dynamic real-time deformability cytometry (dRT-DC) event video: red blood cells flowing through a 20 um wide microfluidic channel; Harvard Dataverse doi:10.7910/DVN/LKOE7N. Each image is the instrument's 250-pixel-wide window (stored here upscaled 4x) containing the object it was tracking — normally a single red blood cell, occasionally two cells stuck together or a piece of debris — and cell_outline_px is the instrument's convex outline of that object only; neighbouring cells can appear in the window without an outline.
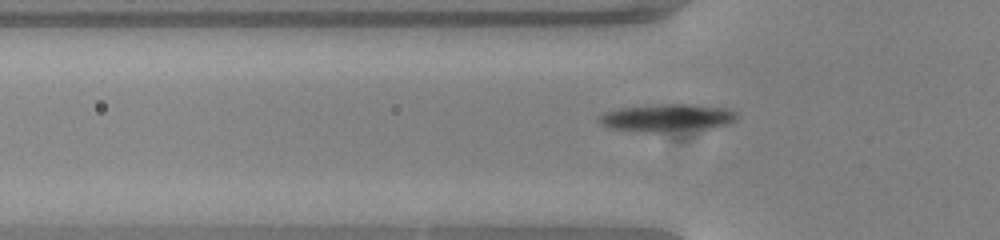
{"species": "common noctule bat (a hibernating species)", "species_latin": "Nyctalus noctula", "temperature_condition": "warm", "stored_images_in_passage": 37, "camera_frame_rate_fps": 3000, "um_per_image_px": 0.085, "animal": {"sex": "female", "body_mass_g": 23.0, "forearm_length_mm": 53.4}, "frame": {"image": 1, "passage_image": 7, "time_ms": 2.0, "image_size_px": [1000, 240], "cell_outline_px": [[736, 120], [728, 124], [712, 128], [664, 132], [636, 132], [608, 128], [600, 124], [596, 120], [604, 112], [620, 108], [656, 104], [696, 104], [728, 108], [736, 112]], "centroid_in_image_um": [56.68, 10.02], "position_along_channel_um": 69.1, "area_um2": 22.6}}
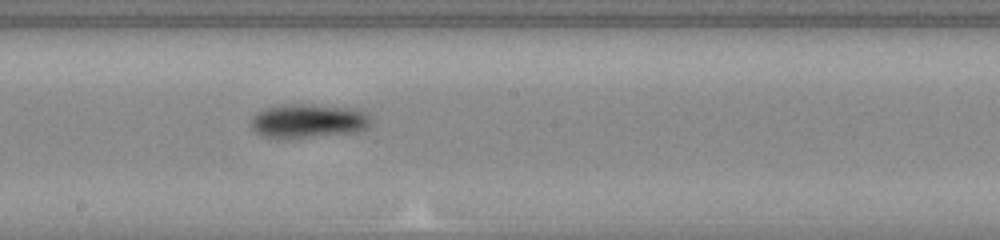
{"frame": {"image": 2, "passage_image": 19, "time_ms": 6.0, "image_size_px": [1000, 240], "cell_outline_px": [[372, 120], [368, 128], [360, 132], [308, 136], [264, 136], [256, 132], [252, 128], [252, 120], [264, 108], [296, 104], [308, 104], [360, 108]], "centroid_in_image_um": [26.33, 10.25], "position_along_channel_um": 221.9, "area_um2": 23.06}}
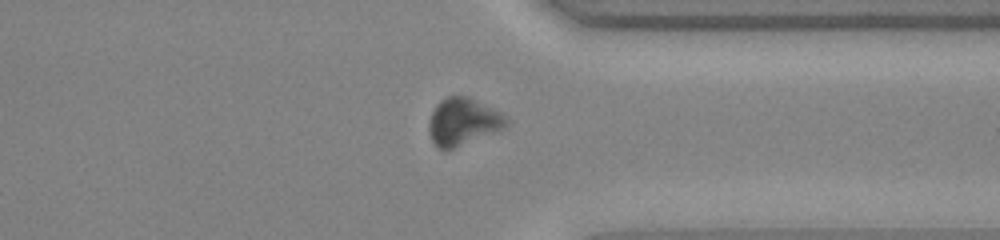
{"frame": {"image": 3, "passage_image": 31, "time_ms": 10.0, "image_size_px": [1000, 240], "cell_outline_px": [[508, 124], [504, 128], [452, 148], [436, 148], [432, 140], [428, 128], [428, 124], [432, 112], [436, 104], [440, 100], [448, 96], [468, 96], [492, 108], [504, 116], [508, 120]], "centroid_in_image_um": [39.32, 10.32], "position_along_channel_um": 372.1, "area_um2": 20.81}, "authors_computed_cell_mechanics": {"area_um2": 22.5998, "velocity_mm_per_s": 3.8217, "shape_relaxation_time_tau1_ms": 1.5503, "shape_relaxation_time_tau2_ms": null, "deformation_change_tau1": 0.0938, "deformation_change_tau2": null}}